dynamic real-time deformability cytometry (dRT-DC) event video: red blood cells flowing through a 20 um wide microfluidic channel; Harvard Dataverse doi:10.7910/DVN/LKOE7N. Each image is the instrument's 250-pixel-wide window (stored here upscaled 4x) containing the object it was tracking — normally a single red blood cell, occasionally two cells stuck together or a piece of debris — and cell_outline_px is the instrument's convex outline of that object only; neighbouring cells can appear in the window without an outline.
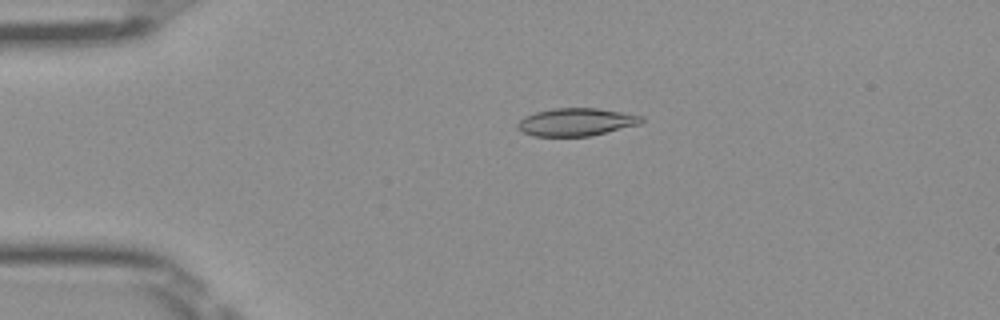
{"species": "Egyptian fruit bat (a non-hibernating species)", "species_latin": "Rousettus aegyptiacus", "temperature_condition": "room temperature", "stored_images_in_passage": 50, "camera_frame_rate_fps": 3000, "um_per_image_px": 0.085, "frame": {"image": 1, "passage_image": 11, "time_ms": 3.333, "image_size_px": [1000, 320], "cell_outline_px": [[644, 120], [640, 124], [592, 136], [532, 136], [516, 128], [516, 124], [524, 116], [536, 112], [552, 108], [596, 108], [644, 116]], "centroid_in_image_um": [48.97, 10.37], "position_along_channel_um": 36.0, "area_um2": 20.11}}
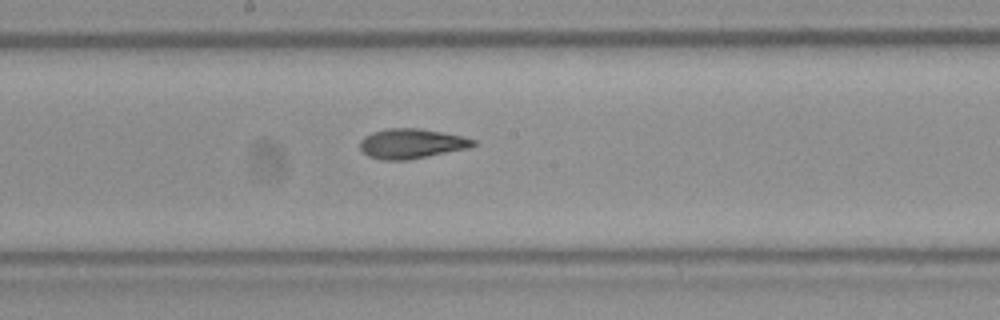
{"frame": {"image": 2, "passage_image": 27, "time_ms": 8.667, "image_size_px": [1000, 320], "cell_outline_px": [[476, 144], [468, 148], [408, 160], [380, 160], [368, 156], [360, 148], [360, 140], [364, 136], [372, 132], [388, 128], [420, 128], [464, 136], [476, 140]], "centroid_in_image_um": [34.97, 12.2], "position_along_channel_um": 213.2, "area_um2": 19.77}}
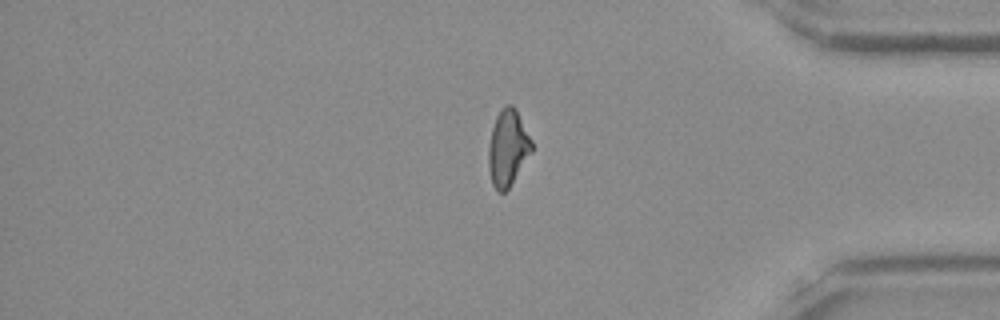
{"frame": {"image": 3, "passage_image": 42, "time_ms": 13.667, "image_size_px": [1000, 320], "cell_outline_px": [[532, 152], [508, 188], [504, 192], [500, 192], [492, 184], [488, 168], [488, 148], [492, 128], [496, 116], [500, 108], [504, 104], [512, 104], [516, 108], [532, 140]], "centroid_in_image_um": [43.16, 12.52], "position_along_channel_um": 392.0, "area_um2": 19.25}, "authors_computed_cell_mechanics": {"area_um2": 19.6809, "velocity_mm_per_s": 4.035, "shape_relaxation_time_tau1_ms": 5.9335, "shape_relaxation_time_tau2_ms": 2.3898, "deformation_change_tau1": 0.189, "deformation_change_tau2": 0.1047}}